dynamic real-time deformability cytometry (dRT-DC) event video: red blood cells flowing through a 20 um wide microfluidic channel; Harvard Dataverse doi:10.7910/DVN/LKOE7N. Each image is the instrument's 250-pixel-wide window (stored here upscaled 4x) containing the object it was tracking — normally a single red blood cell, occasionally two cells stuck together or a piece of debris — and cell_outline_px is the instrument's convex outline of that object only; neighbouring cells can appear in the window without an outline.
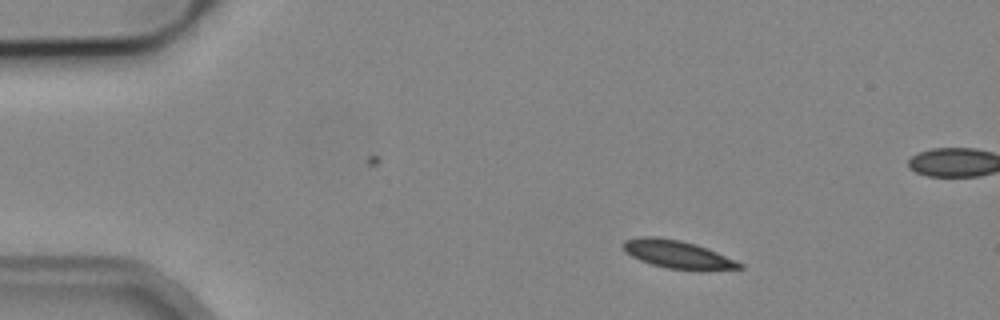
{"species": "common noctule bat (a hibernating species)", "species_latin": "Nyctalus noctula", "temperature_condition": "cold", "stored_images_in_passage": 4, "camera_frame_rate_fps": 3000, "um_per_image_px": 0.085, "animal": {"sex": "male", "body_mass_g": 19.2, "forearm_length_mm": 51.8}, "frame": {"image": 1, "passage_image": 1, "time_ms": 0.0, "image_size_px": [1000, 320], "cell_outline_px": [[744, 268], [704, 272], [696, 272], [668, 268], [652, 264], [640, 260], [632, 256], [620, 244], [624, 240], [640, 236], [656, 236], [680, 240], [696, 244], [708, 248], [736, 260], [744, 264]], "centroid_in_image_um": [57.67, 21.65], "position_along_channel_um": 27.3, "area_um2": 19.54}}